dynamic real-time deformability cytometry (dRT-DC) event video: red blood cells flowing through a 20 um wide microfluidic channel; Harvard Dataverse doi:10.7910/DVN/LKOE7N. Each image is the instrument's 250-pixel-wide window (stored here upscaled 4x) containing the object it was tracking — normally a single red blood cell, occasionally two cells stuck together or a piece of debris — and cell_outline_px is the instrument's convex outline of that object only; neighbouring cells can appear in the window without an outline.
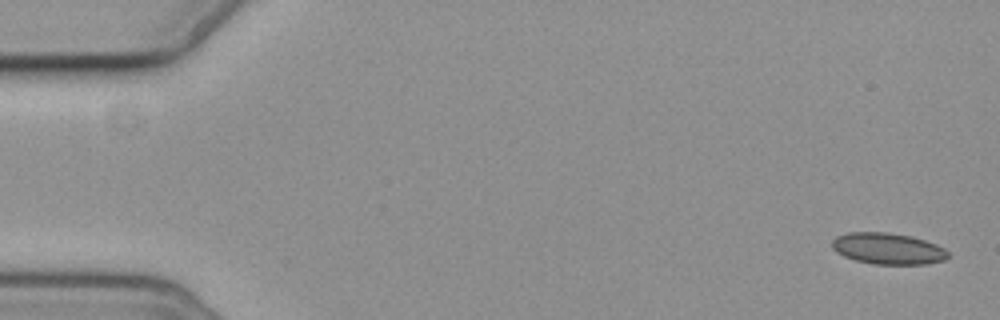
{"species": "common noctule bat (a hibernating species)", "species_latin": "Nyctalus noctula", "temperature_condition": "cold", "stored_images_in_passage": 10, "camera_frame_rate_fps": 3000, "um_per_image_px": 0.085, "animal": {"sex": "female", "body_mass_g": 19.3, "forearm_length_mm": 54.1}, "frame": {"image": 1, "passage_image": 1, "time_ms": 0.0, "image_size_px": [1000, 320], "cell_outline_px": [[948, 256], [944, 260], [928, 264], [872, 264], [856, 260], [844, 256], [836, 252], [832, 248], [832, 240], [836, 236], [848, 232], [888, 232], [912, 236], [936, 244], [944, 248], [948, 252]], "centroid_in_image_um": [75.46, 21.12], "position_along_channel_um": 9.5, "area_um2": 21.27}}
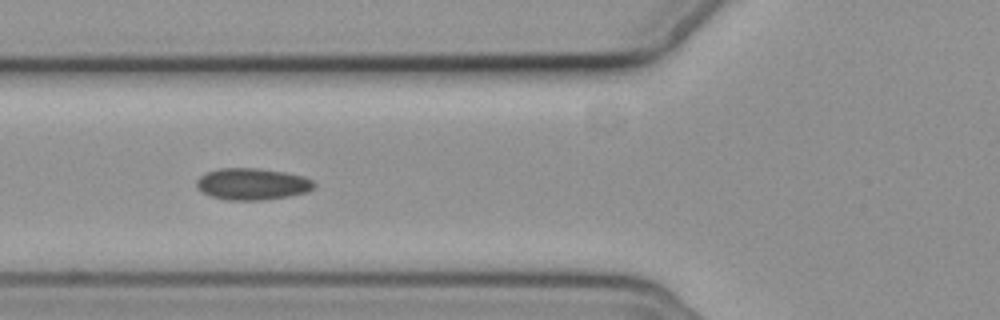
{"frame": {"image": 2, "passage_image": 6, "time_ms": 6.667, "image_size_px": [1000, 320], "cell_outline_px": [[316, 188], [308, 192], [288, 196], [264, 200], [224, 200], [200, 192], [196, 188], [196, 180], [200, 176], [208, 172], [220, 168], [256, 168], [284, 172], [304, 176], [312, 180], [316, 184]], "centroid_in_image_um": [21.45, 15.65], "position_along_channel_um": 104.4, "area_um2": 21.91}}
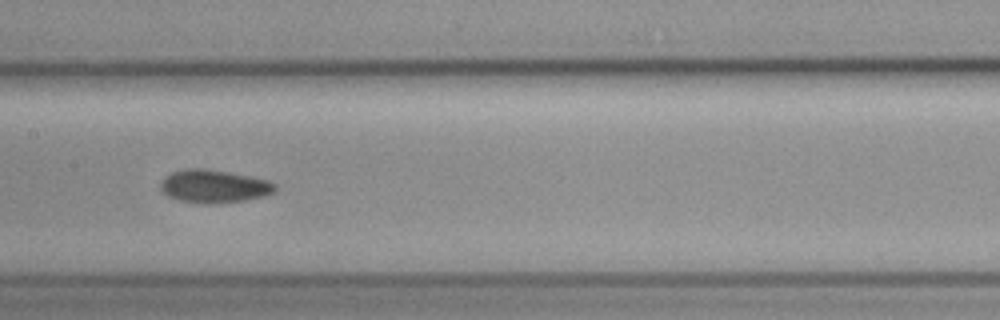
{"frame": {"image": 3, "passage_image": 8, "time_ms": 9.0, "image_size_px": [1000, 320], "cell_outline_px": [[276, 188], [272, 192], [264, 196], [248, 200], [212, 204], [180, 200], [168, 196], [160, 192], [160, 184], [164, 176], [172, 172], [188, 168], [200, 168], [248, 176], [268, 180], [276, 184]], "centroid_in_image_um": [18.15, 15.84], "position_along_channel_um": 189.2, "area_um2": 21.85}}